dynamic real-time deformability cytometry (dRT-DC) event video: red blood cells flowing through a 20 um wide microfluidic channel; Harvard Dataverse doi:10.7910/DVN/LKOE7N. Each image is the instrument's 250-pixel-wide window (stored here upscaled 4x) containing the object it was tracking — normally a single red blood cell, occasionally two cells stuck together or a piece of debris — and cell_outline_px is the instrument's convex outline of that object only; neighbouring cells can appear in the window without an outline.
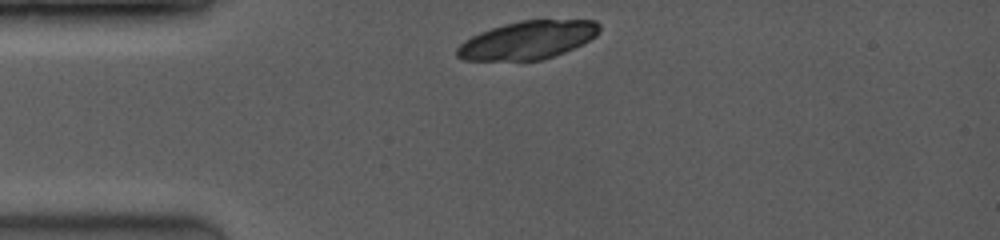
{"species": "common noctule bat (a hibernating species)", "species_latin": "Nyctalus noctula", "temperature_condition": "room temperature", "stored_images_in_passage": 3, "camera_frame_rate_fps": 3500, "um_per_image_px": 0.085, "animal": {"sex": "female", "body_mass_g": 19.0, "forearm_length_mm": 53.3}, "frame": {"image": 1, "passage_image": 1, "time_ms": 0.0, "image_size_px": [1000, 240], "cell_outline_px": [[600, 32], [596, 36], [564, 52], [544, 60], [464, 60], [456, 56], [456, 48], [464, 40], [480, 32], [504, 24], [520, 20], [596, 20], [600, 24]], "centroid_in_image_um": [44.85, 3.4], "position_along_channel_um": 40.2, "area_um2": 31.56}}